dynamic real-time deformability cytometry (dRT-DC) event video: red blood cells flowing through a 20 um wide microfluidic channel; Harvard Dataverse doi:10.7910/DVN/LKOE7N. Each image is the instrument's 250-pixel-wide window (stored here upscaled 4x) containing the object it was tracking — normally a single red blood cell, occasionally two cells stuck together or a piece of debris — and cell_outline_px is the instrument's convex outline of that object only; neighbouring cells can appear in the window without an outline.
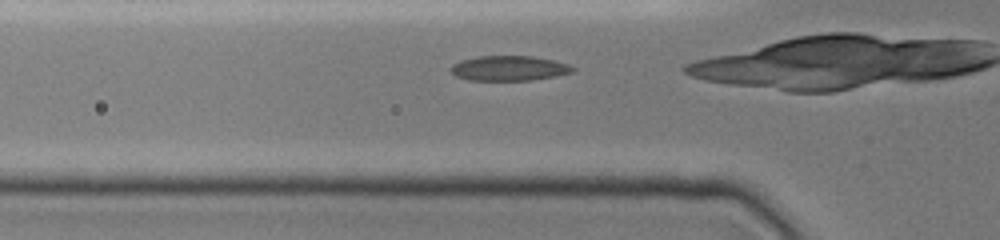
{"species": "common noctule bat (a hibernating species)", "species_latin": "Nyctalus noctula", "temperature_condition": "cold", "stored_images_in_passage": 22, "camera_frame_rate_fps": 3000, "um_per_image_px": 0.085, "animal": {"sex": "female", "body_mass_g": 19.0, "forearm_length_mm": 51.5}, "frame": {"image": 1, "passage_image": 4, "time_ms": 1.0, "image_size_px": [1000, 240], "cell_outline_px": [[576, 68], [572, 72], [556, 76], [532, 80], [468, 80], [456, 76], [448, 72], [448, 68], [452, 64], [460, 60], [480, 56], [532, 56], [552, 60], [568, 64]], "centroid_in_image_um": [43.21, 5.8], "position_along_channel_um": 82.6, "area_um2": 17.86}}
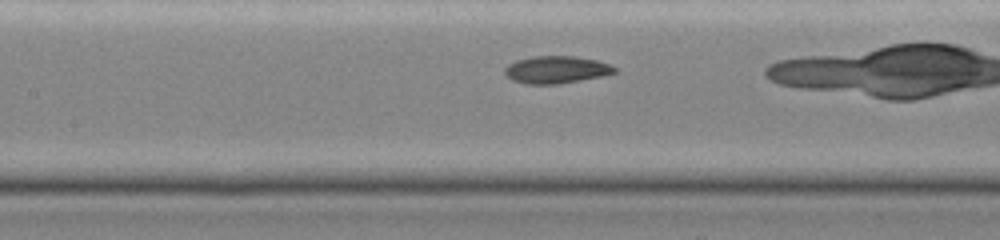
{"frame": {"image": 2, "passage_image": 11, "time_ms": 3.0, "image_size_px": [1000, 240], "cell_outline_px": [[616, 72], [604, 76], [556, 84], [524, 84], [512, 80], [504, 72], [504, 68], [508, 64], [516, 60], [532, 56], [576, 56], [596, 60], [608, 64], [616, 68]], "centroid_in_image_um": [47.26, 5.92], "position_along_channel_um": 160.1, "area_um2": 17.51}}
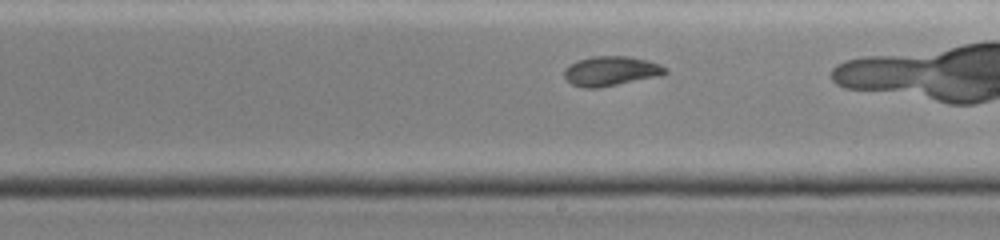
{"frame": {"image": 3, "passage_image": 18, "time_ms": 5.0, "image_size_px": [1000, 240], "cell_outline_px": [[668, 72], [660, 76], [600, 88], [584, 88], [572, 84], [564, 76], [564, 68], [568, 64], [576, 60], [592, 56], [628, 56], [648, 60], [660, 64], [668, 68]], "centroid_in_image_um": [51.93, 6.03], "position_along_channel_um": 237.1, "area_um2": 17.74}}